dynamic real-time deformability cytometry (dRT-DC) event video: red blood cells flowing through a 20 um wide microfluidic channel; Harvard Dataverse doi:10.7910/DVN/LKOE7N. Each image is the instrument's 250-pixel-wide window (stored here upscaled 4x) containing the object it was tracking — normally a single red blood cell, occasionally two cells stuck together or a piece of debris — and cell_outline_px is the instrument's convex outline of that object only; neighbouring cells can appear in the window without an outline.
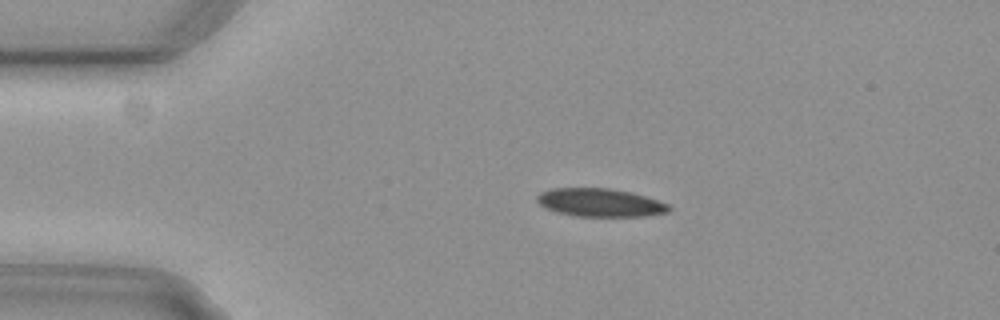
{"species": "common noctule bat (a hibernating species)", "species_latin": "Nyctalus noctula", "temperature_condition": "cold", "stored_images_in_passage": 3, "camera_frame_rate_fps": 3000, "um_per_image_px": 0.085, "animal": {"sex": "female", "body_mass_g": 29.2, "forearm_length_mm": 56.3}, "frame": {"image": 1, "passage_image": 2, "time_ms": 0.333, "image_size_px": [1000, 320], "cell_outline_px": [[672, 208], [668, 212], [648, 216], [576, 216], [556, 212], [544, 208], [536, 200], [536, 196], [540, 192], [552, 188], [612, 188], [644, 196], [668, 204]], "centroid_in_image_um": [50.97, 17.22], "position_along_channel_um": 34.0, "area_um2": 21.68}}